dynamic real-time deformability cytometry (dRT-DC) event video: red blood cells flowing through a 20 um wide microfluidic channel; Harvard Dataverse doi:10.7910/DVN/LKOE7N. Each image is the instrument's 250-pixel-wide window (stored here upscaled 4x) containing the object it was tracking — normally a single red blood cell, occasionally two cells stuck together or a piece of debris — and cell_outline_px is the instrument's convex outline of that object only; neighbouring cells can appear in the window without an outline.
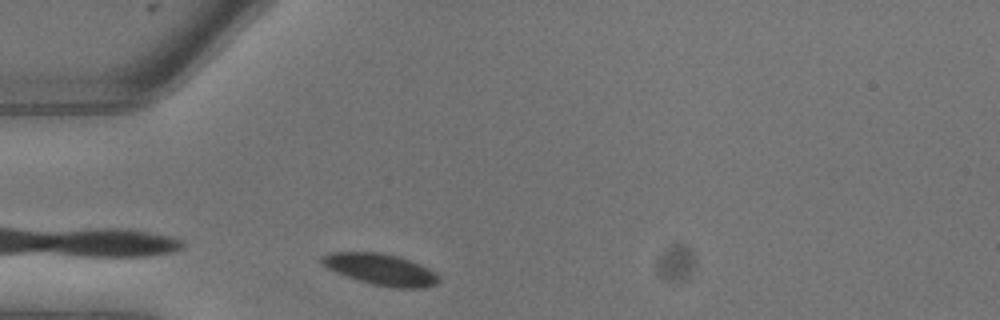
{"species": "common noctule bat (a hibernating species)", "species_latin": "Nyctalus noctula", "temperature_condition": "warm", "stored_images_in_passage": 3, "camera_frame_rate_fps": 3000, "um_per_image_px": 0.085, "animal": {"sex": "male", "body_mass_g": 13.3}, "frame": {"image": 1, "passage_image": 1, "time_ms": 0.0, "image_size_px": [1000, 320], "cell_outline_px": [[440, 280], [436, 284], [420, 288], [396, 288], [372, 284], [336, 272], [320, 264], [320, 256], [332, 252], [380, 252], [400, 256], [420, 264], [432, 272]], "centroid_in_image_um": [32.31, 22.88], "position_along_channel_um": 52.7, "area_um2": 21.15}}
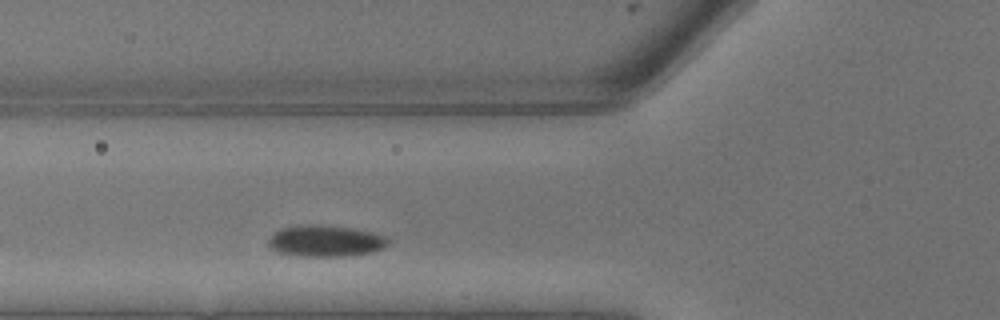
{"frame": {"image": 2, "passage_image": 3, "time_ms": 0.667, "image_size_px": [1000, 320], "cell_outline_px": [[388, 244], [372, 252], [348, 256], [296, 256], [280, 252], [272, 248], [268, 244], [268, 240], [272, 232], [280, 228], [296, 224], [316, 224], [356, 228], [372, 232], [384, 236], [388, 240]], "centroid_in_image_um": [27.61, 20.46], "position_along_channel_um": 98.2, "area_um2": 22.14}}